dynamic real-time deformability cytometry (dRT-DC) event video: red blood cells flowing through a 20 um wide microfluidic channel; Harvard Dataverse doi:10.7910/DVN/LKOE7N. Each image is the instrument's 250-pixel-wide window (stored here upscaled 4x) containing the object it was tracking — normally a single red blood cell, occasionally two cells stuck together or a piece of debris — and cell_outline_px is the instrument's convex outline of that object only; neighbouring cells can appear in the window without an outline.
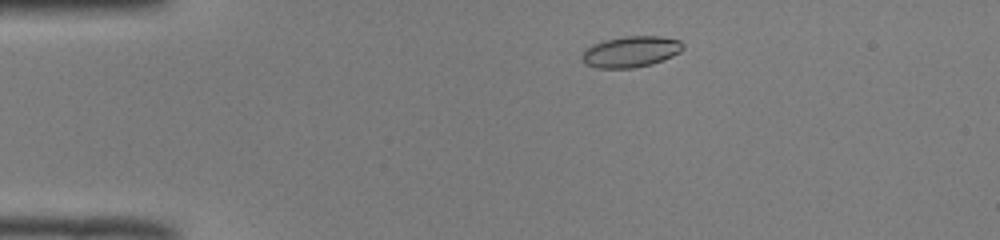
{"species": "common noctule bat (a hibernating species)", "species_latin": "Nyctalus noctula", "temperature_condition": "room temperature", "stored_images_in_passage": 46, "camera_frame_rate_fps": 3000, "um_per_image_px": 0.085, "animal": {"sex": "male", "body_mass_g": 19.0, "forearm_length_mm": 50.8}, "frame": {"image": 1, "passage_image": 5, "time_ms": 1.333, "image_size_px": [1000, 240], "cell_outline_px": [[684, 48], [680, 52], [672, 56], [652, 64], [636, 68], [596, 68], [584, 64], [580, 56], [592, 44], [604, 40], [624, 36], [660, 36], [680, 40], [684, 44]], "centroid_in_image_um": [53.62, 4.4], "position_along_channel_um": 31.4, "area_um2": 18.44}}
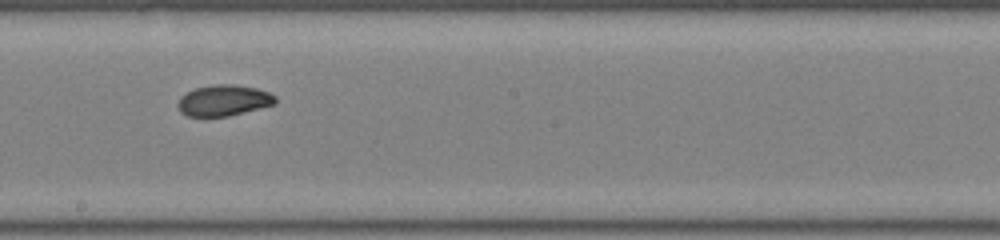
{"frame": {"image": 2, "passage_image": 24, "time_ms": 7.667, "image_size_px": [1000, 240], "cell_outline_px": [[276, 104], [228, 116], [188, 116], [180, 112], [176, 104], [180, 96], [196, 88], [212, 84], [232, 84], [256, 88], [268, 92], [276, 96]], "centroid_in_image_um": [19.0, 8.53], "position_along_channel_um": 229.2, "area_um2": 17.63}}
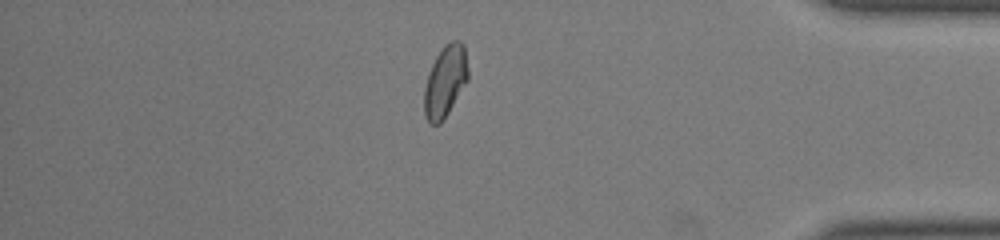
{"frame": {"image": 3, "passage_image": 39, "time_ms": 12.667, "image_size_px": [1000, 240], "cell_outline_px": [[468, 80], [448, 112], [440, 124], [428, 124], [424, 116], [424, 88], [428, 72], [436, 56], [444, 44], [452, 40], [460, 40], [464, 44], [468, 68]], "centroid_in_image_um": [37.83, 6.9], "position_along_channel_um": 397.4, "area_um2": 18.44}, "authors_computed_cell_mechanics": {"area_um2": 18.0625, "velocity_mm_per_s": 3.9664, "shape_relaxation_time_tau1_ms": 3.051, "shape_relaxation_time_tau2_ms": 2.3738, "deformation_change_tau1": 0.0928, "deformation_change_tau2": 0.0538}}